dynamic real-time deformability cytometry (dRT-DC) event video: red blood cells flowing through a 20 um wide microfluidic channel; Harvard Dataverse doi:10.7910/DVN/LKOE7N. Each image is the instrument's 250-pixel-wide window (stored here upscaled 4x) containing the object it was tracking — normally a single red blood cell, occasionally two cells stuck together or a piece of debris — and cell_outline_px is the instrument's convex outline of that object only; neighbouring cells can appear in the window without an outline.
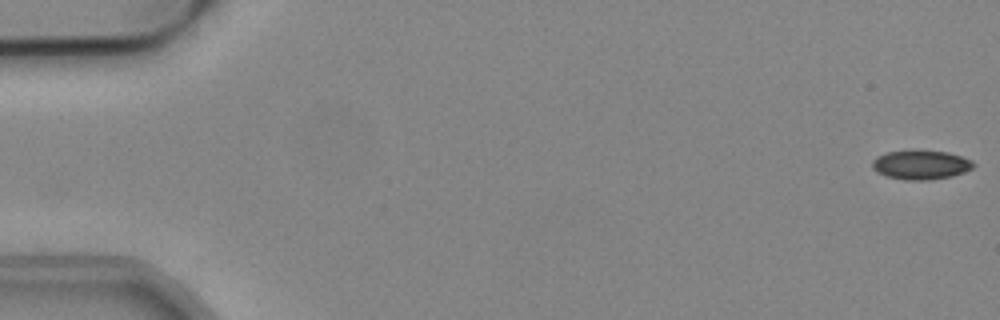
{"species": "common noctule bat (a hibernating species)", "species_latin": "Nyctalus noctula", "temperature_condition": "cold", "stored_images_in_passage": 54, "camera_frame_rate_fps": 3000, "um_per_image_px": 0.085, "animal": {"sex": "male", "body_mass_g": 19.2, "forearm_length_mm": 51.8}, "frame": {"image": 1, "passage_image": 1, "time_ms": 0.0, "image_size_px": [1000, 320], "cell_outline_px": [[976, 164], [972, 168], [964, 172], [952, 176], [928, 180], [904, 180], [884, 176], [876, 172], [872, 168], [872, 160], [876, 156], [888, 152], [948, 152], [972, 160]], "centroid_in_image_um": [78.25, 14.04], "position_along_channel_um": 6.7, "area_um2": 16.94}}
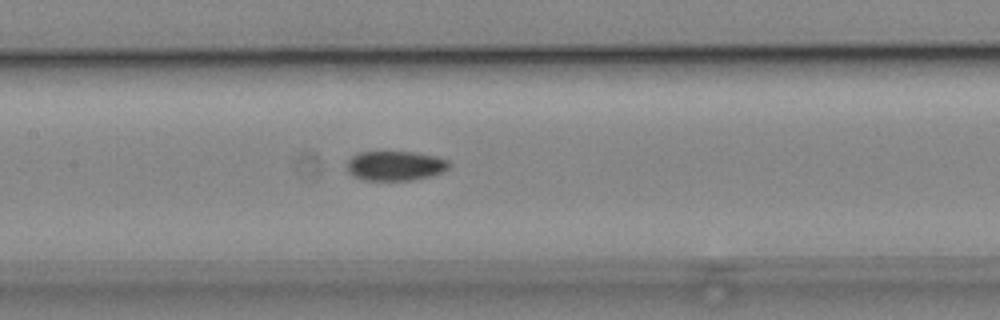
{"frame": {"image": 2, "passage_image": 26, "time_ms": 8.333, "image_size_px": [1000, 320], "cell_outline_px": [[452, 164], [444, 172], [428, 176], [408, 180], [364, 180], [352, 176], [348, 172], [348, 160], [352, 156], [360, 152], [412, 152], [436, 156], [448, 160]], "centroid_in_image_um": [33.61, 14.09], "position_along_channel_um": 173.8, "area_um2": 17.57}}
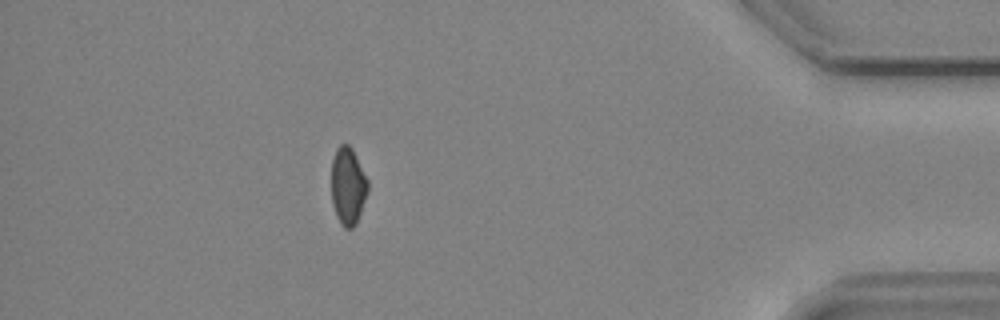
{"frame": {"image": 3, "passage_image": 48, "time_ms": 15.667, "image_size_px": [1000, 320], "cell_outline_px": [[368, 192], [356, 224], [352, 228], [344, 228], [340, 224], [336, 216], [332, 204], [332, 160], [336, 148], [340, 144], [348, 144], [352, 148], [368, 180]], "centroid_in_image_um": [29.57, 15.82], "position_along_channel_um": 405.6, "area_um2": 16.53}}